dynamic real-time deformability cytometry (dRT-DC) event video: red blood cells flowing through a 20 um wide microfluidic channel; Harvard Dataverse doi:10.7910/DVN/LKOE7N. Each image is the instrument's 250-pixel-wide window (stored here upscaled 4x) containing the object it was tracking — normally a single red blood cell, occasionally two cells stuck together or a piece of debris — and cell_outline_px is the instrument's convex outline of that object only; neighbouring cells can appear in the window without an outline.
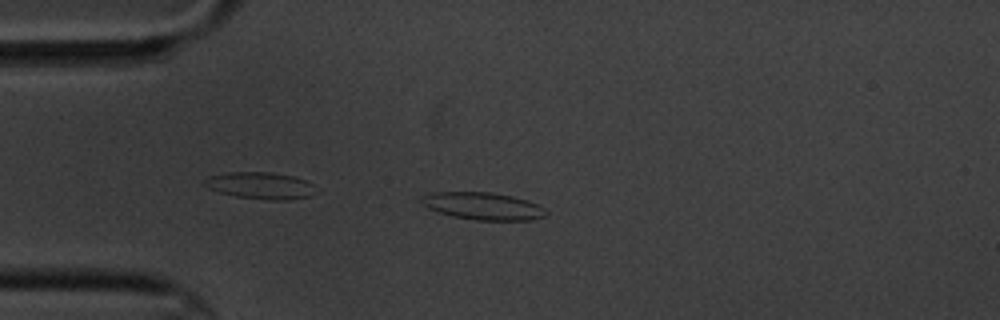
{"species": "common noctule bat (a hibernating species)", "species_latin": "Nyctalus noctula", "temperature_condition": "cold", "stored_images_in_passage": 5, "camera_frame_rate_fps": 3000, "um_per_image_px": 0.085, "animal": {"sex": "male", "body_mass_g": 20.1, "forearm_length_mm": 53.5}, "frame": {"image": 1, "passage_image": 2, "time_ms": 1.333, "image_size_px": [1000, 320], "cell_outline_px": [[548, 212], [544, 216], [532, 220], [476, 220], [452, 216], [428, 208], [420, 204], [420, 196], [432, 192], [492, 192], [512, 196], [528, 200], [544, 208]], "centroid_in_image_um": [41.03, 17.51], "position_along_channel_um": 44.0, "area_um2": 19.94}}
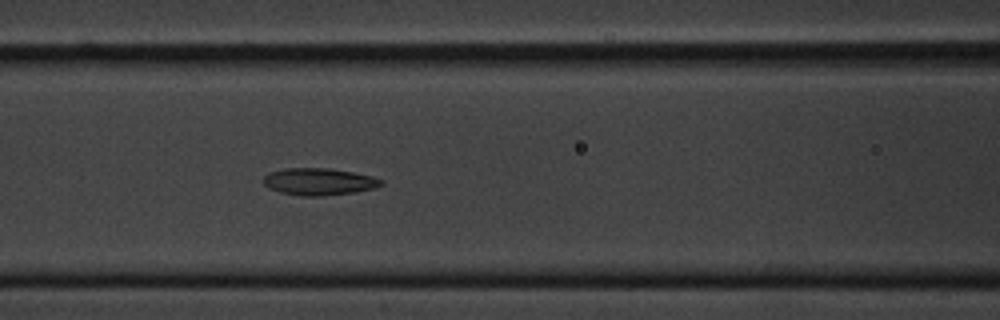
{"frame": {"image": 2, "passage_image": 5, "time_ms": 4.667, "image_size_px": [1000, 320], "cell_outline_px": [[384, 184], [376, 188], [356, 192], [320, 196], [300, 196], [280, 192], [268, 188], [264, 184], [264, 176], [268, 172], [288, 168], [328, 168], [352, 172], [372, 176], [384, 180]], "centroid_in_image_um": [27.13, 15.44], "position_along_channel_um": 139.5, "area_um2": 18.67}}